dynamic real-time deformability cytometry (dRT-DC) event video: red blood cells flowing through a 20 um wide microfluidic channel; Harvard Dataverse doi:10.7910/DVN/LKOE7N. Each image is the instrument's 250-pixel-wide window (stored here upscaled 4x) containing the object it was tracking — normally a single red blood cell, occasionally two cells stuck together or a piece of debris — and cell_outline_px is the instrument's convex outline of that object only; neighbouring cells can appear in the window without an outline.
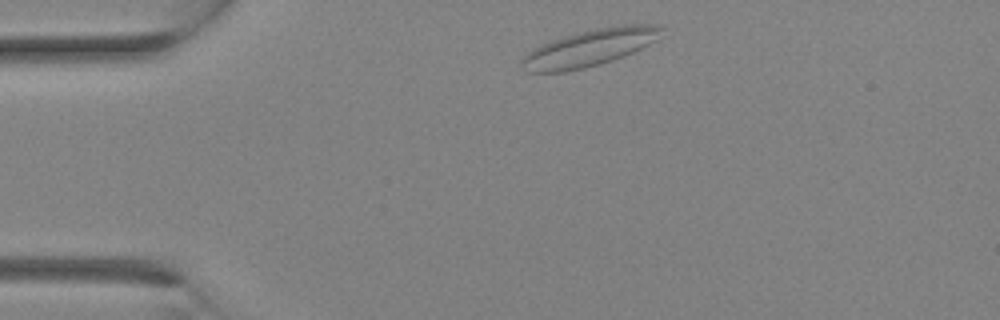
{"species": "Egyptian fruit bat (a non-hibernating species)", "species_latin": "Rousettus aegyptiacus", "temperature_condition": "room temperature", "stored_images_in_passage": 11, "camera_frame_rate_fps": 3000, "um_per_image_px": 0.085, "animal": {"sex": "female"}, "frame": {"image": 1, "passage_image": 1, "time_ms": 0.0, "image_size_px": [1000, 320], "cell_outline_px": [[664, 28], [656, 40], [624, 56], [600, 64], [584, 68], [564, 72], [524, 72], [520, 64], [520, 60], [528, 52], [552, 40], [564, 36], [596, 28], [624, 24], [660, 24]], "centroid_in_image_um": [50.12, 4.07], "position_along_channel_um": 34.9, "area_um2": 29.82}}
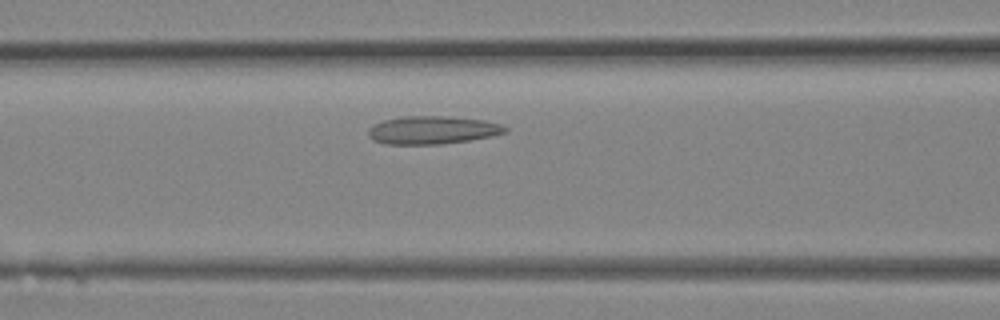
{"frame": {"image": 2, "passage_image": 7, "time_ms": 2.0, "image_size_px": [1000, 320], "cell_outline_px": [[508, 132], [492, 136], [468, 140], [440, 144], [384, 144], [372, 140], [368, 136], [368, 128], [372, 124], [384, 120], [404, 116], [452, 116], [484, 120], [500, 124], [508, 128]], "centroid_in_image_um": [36.74, 11.05], "position_along_channel_um": 129.9, "area_um2": 22.54}}
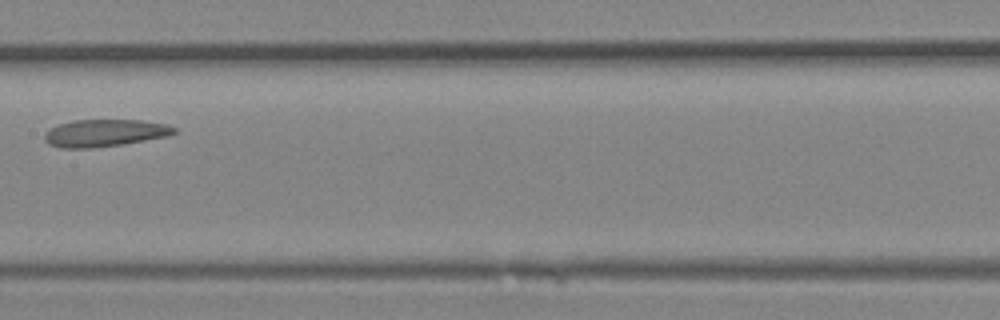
{"frame": {"image": 3, "passage_image": 10, "time_ms": 3.0, "image_size_px": [1000, 320], "cell_outline_px": [[176, 132], [164, 136], [144, 140], [120, 144], [92, 148], [60, 148], [48, 144], [44, 140], [44, 136], [52, 128], [60, 124], [72, 120], [140, 120], [164, 124], [176, 128]], "centroid_in_image_um": [8.85, 11.3], "position_along_channel_um": 198.5, "area_um2": 20.17}}